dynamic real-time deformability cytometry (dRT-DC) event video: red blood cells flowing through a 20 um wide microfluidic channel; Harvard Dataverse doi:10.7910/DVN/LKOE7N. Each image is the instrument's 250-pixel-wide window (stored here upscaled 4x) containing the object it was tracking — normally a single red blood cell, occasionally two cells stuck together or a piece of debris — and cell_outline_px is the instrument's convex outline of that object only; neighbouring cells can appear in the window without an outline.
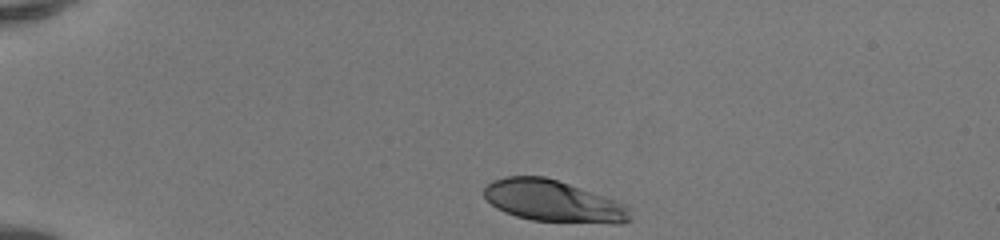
{"species": "human", "species_latin": "Homo sapiens", "temperature_condition": "room temperature", "stored_images_in_passage": 34, "camera_frame_rate_fps": 3000, "um_per_image_px": 0.085, "donor": {"sex": "female"}, "frame": {"image": 1, "passage_image": 1, "time_ms": 0.0, "image_size_px": [1000, 240], "cell_outline_px": [[632, 220], [620, 224], [612, 224], [532, 220], [516, 216], [504, 212], [496, 208], [484, 196], [484, 184], [492, 180], [504, 176], [544, 176], [616, 200], [632, 208]], "centroid_in_image_um": [47.05, 17.1], "position_along_channel_um": 38.0, "area_um2": 35.72}}
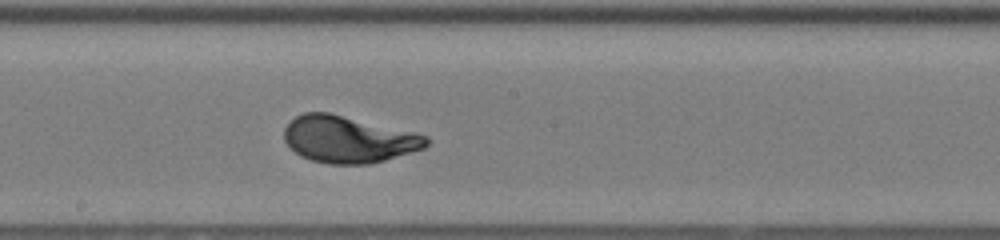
{"frame": {"image": 2, "passage_image": 19, "time_ms": 6.0, "image_size_px": [1000, 240], "cell_outline_px": [[428, 144], [424, 148], [384, 160], [368, 164], [328, 164], [312, 160], [300, 156], [288, 148], [284, 140], [284, 128], [296, 116], [304, 112], [328, 112], [412, 132], [428, 136]], "centroid_in_image_um": [29.55, 11.85], "position_along_channel_um": 218.6, "area_um2": 38.49}}
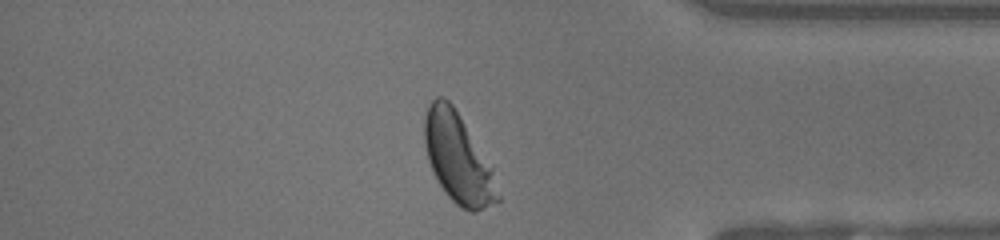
{"frame": {"image": 3, "passage_image": 33, "time_ms": 10.667, "image_size_px": [1000, 240], "cell_outline_px": [[500, 200], [472, 212], [460, 208], [444, 192], [436, 180], [428, 160], [424, 144], [424, 116], [432, 100], [436, 96], [444, 96], [452, 104], [492, 168], [500, 196]], "centroid_in_image_um": [38.89, 13.46], "position_along_channel_um": 396.3, "area_um2": 37.74}, "authors_computed_cell_mechanics": {"area_um2": 37.4833, "velocity_mm_per_s": 4.1112, "shape_relaxation_time_tau1_ms": 2.0123, "shape_relaxation_time_tau2_ms": null, "deformation_change_tau1": 0.1519, "deformation_change_tau2": null}}